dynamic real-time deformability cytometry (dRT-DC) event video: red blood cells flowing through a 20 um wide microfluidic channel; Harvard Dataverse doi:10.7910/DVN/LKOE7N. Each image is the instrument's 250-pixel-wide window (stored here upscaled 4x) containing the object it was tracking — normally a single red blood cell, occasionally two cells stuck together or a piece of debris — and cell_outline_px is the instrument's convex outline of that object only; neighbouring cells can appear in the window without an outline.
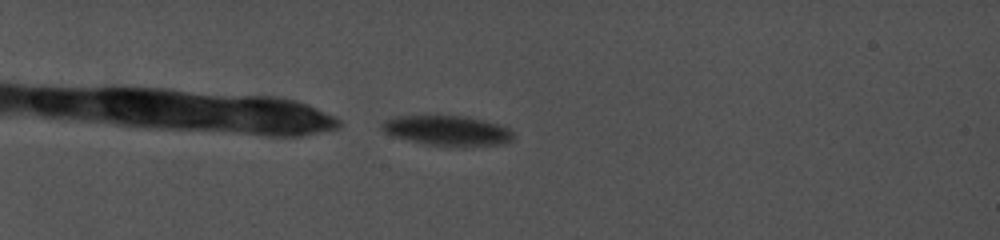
{"species": "common noctule bat (a hibernating species)", "species_latin": "Nyctalus noctula", "temperature_condition": "cold", "stored_images_in_passage": 8, "camera_frame_rate_fps": 5000, "um_per_image_px": 0.085, "animal": {"sex": "female", "body_mass_g": 19.0, "forearm_length_mm": 56.7}, "frame": {"image": 1, "passage_image": 1, "time_ms": 0.0, "image_size_px": [1000, 240], "cell_outline_px": [[516, 140], [504, 144], [432, 144], [396, 136], [384, 132], [380, 128], [380, 124], [384, 120], [396, 116], [468, 116], [500, 124], [508, 128], [516, 136]], "centroid_in_image_um": [38.08, 11.05], "position_along_channel_um": 46.9, "area_um2": 22.25}}
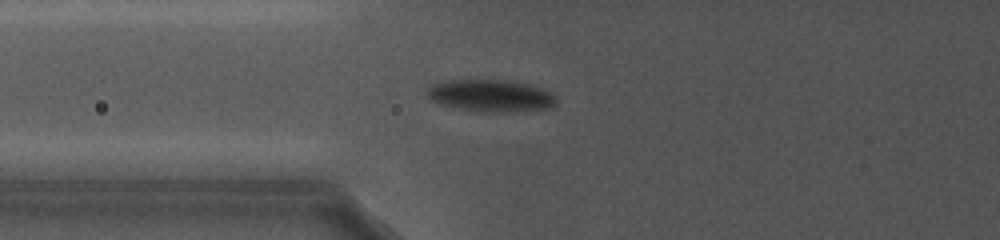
{"frame": {"image": 2, "passage_image": 5, "time_ms": 3.2, "image_size_px": [1000, 240], "cell_outline_px": [[556, 104], [544, 108], [504, 112], [488, 112], [464, 108], [444, 104], [432, 100], [428, 96], [428, 92], [432, 84], [452, 80], [508, 80], [528, 84], [540, 88], [548, 92], [556, 100]], "centroid_in_image_um": [41.72, 8.11], "position_along_channel_um": 84.1, "area_um2": 23.18}}